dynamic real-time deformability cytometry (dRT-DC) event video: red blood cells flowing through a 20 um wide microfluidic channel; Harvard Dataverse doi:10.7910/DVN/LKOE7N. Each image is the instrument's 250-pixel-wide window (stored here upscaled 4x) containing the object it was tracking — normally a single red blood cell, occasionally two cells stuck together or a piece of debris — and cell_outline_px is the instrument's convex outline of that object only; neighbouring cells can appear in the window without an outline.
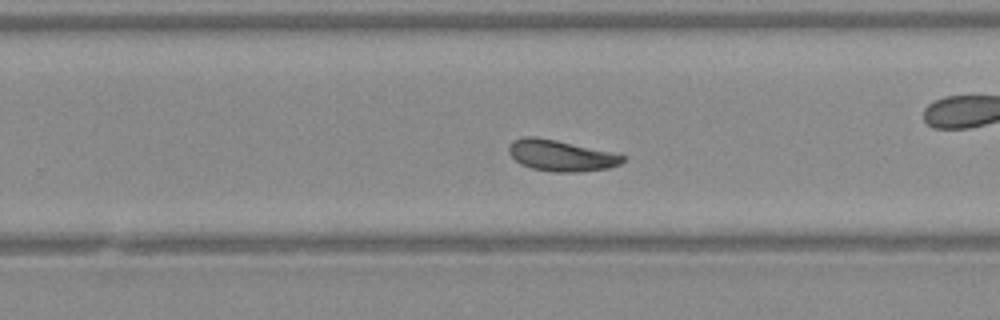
{"species": "Egyptian fruit bat (a non-hibernating species)", "species_latin": "Rousettus aegyptiacus", "temperature_condition": "warm", "stored_images_in_passage": 42, "camera_frame_rate_fps": 3000, "um_per_image_px": 0.085, "animal": {"sex": "female"}, "frame": {"image": 1, "passage_image": 24, "time_ms": 7.667, "image_size_px": [1000, 320], "cell_outline_px": [[628, 156], [620, 164], [608, 168], [576, 172], [552, 172], [532, 168], [520, 164], [508, 152], [508, 144], [512, 140], [524, 136], [536, 136], [556, 140]], "centroid_in_image_um": [47.64, 13.22], "position_along_channel_um": 282.2, "area_um2": 20.63}}